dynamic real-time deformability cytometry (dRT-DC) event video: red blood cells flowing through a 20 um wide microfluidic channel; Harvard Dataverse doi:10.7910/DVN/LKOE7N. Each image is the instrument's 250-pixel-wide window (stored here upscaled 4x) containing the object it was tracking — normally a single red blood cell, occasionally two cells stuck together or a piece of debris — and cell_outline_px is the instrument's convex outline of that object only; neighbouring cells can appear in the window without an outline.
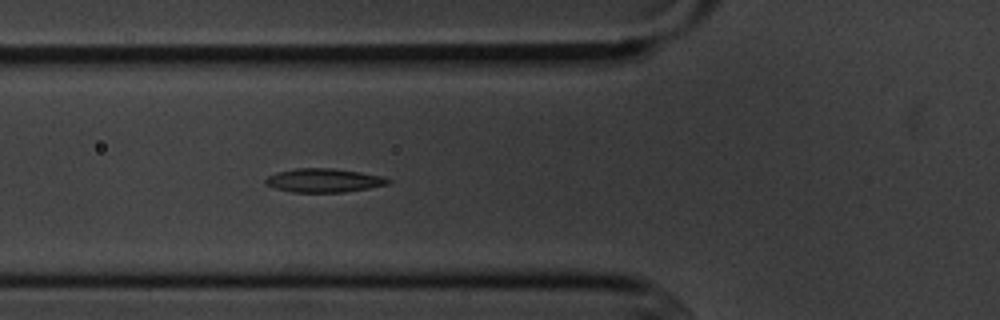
{"species": "common noctule bat (a hibernating species)", "species_latin": "Nyctalus noctula", "temperature_condition": "cold", "stored_images_in_passage": 6, "camera_frame_rate_fps": 3000, "um_per_image_px": 0.085, "animal": {"sex": "male", "body_mass_g": 20.1, "forearm_length_mm": 53.5}, "frame": {"image": 1, "passage_image": 6, "time_ms": 5.667, "image_size_px": [1000, 320], "cell_outline_px": [[392, 180], [388, 184], [368, 188], [344, 192], [292, 192], [272, 188], [264, 184], [264, 180], [268, 176], [276, 172], [296, 168], [332, 168], [360, 172], [384, 176]], "centroid_in_image_um": [27.49, 15.33], "position_along_channel_um": 98.3, "area_um2": 17.11}}